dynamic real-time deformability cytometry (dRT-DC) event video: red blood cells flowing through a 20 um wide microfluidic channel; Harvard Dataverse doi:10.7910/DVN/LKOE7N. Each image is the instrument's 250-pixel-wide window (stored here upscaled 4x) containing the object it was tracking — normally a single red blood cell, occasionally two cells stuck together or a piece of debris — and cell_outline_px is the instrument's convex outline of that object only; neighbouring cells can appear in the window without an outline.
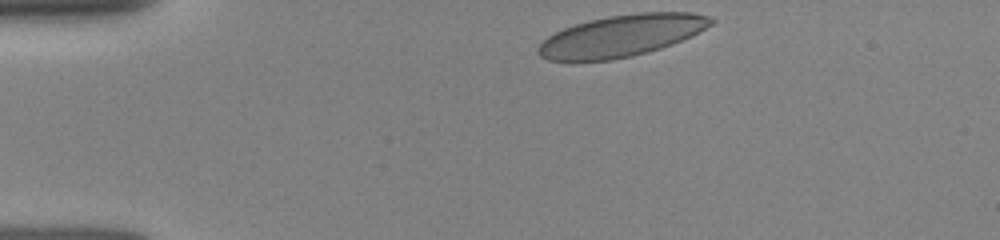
{"species": "human", "species_latin": "Homo sapiens", "temperature_condition": "room temperature", "stored_images_in_passage": 34, "camera_frame_rate_fps": 3000, "um_per_image_px": 0.085, "donor": {"sex": "female"}, "frame": {"image": 1, "passage_image": 1, "time_ms": 0.0, "image_size_px": [1000, 240], "cell_outline_px": [[716, 20], [712, 24], [692, 36], [672, 44], [648, 52], [632, 56], [612, 60], [548, 60], [540, 56], [536, 52], [536, 48], [548, 36], [564, 28], [588, 20], [608, 16], [640, 12], [692, 12], [708, 16]], "centroid_in_image_um": [52.84, 3.03], "position_along_channel_um": 32.2, "area_um2": 41.85}}
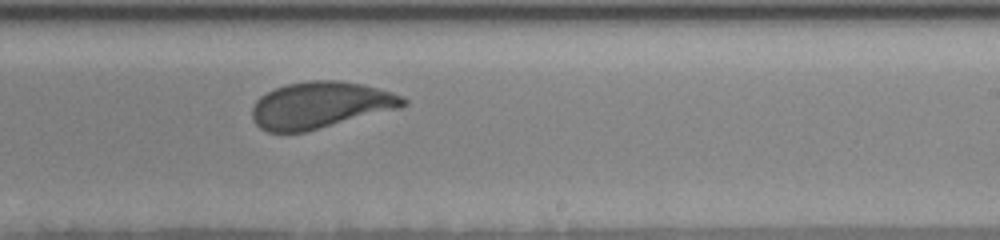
{"frame": {"image": 2, "passage_image": 18, "time_ms": 7.0, "image_size_px": [1000, 240], "cell_outline_px": [[408, 104], [400, 108], [304, 132], [268, 132], [260, 128], [252, 120], [252, 108], [256, 100], [260, 96], [276, 88], [288, 84], [308, 80], [336, 80], [364, 84], [392, 92], [408, 100]], "centroid_in_image_um": [27.23, 8.93], "position_along_channel_um": 261.8, "area_um2": 40.92}}
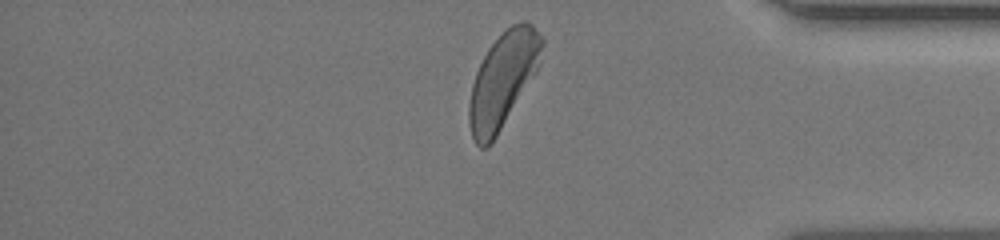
{"frame": {"image": 3, "passage_image": 32, "time_ms": 10.667, "image_size_px": [1000, 240], "cell_outline_px": [[544, 44], [536, 72], [496, 136], [488, 148], [480, 148], [476, 144], [472, 136], [468, 120], [468, 104], [472, 84], [476, 72], [488, 48], [512, 24], [520, 20], [528, 20], [544, 36]], "centroid_in_image_um": [42.75, 6.78], "position_along_channel_um": 392.4, "area_um2": 40.06}}